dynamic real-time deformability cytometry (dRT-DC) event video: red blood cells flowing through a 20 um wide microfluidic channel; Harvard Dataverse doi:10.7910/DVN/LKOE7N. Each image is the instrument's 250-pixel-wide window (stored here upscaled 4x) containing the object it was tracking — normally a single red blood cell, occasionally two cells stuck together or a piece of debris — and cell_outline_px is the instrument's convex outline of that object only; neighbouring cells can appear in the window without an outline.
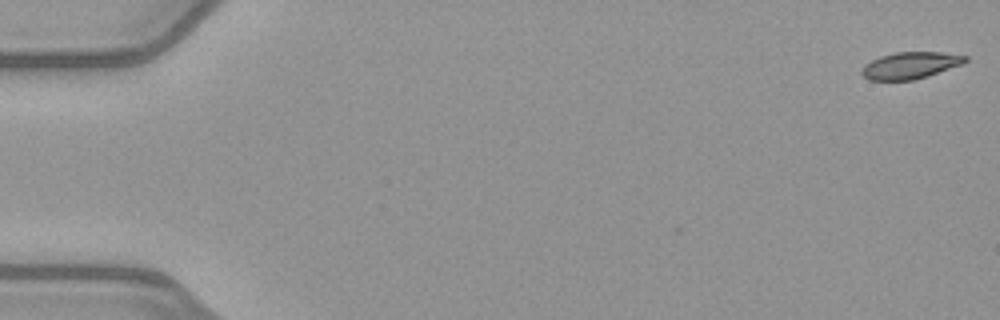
{"species": "common noctule bat (a hibernating species)", "species_latin": "Nyctalus noctula", "temperature_condition": "warm", "stored_images_in_passage": 52, "camera_frame_rate_fps": 3000, "um_per_image_px": 0.085, "animal": {"sex": "female", "body_mass_g": 21.9}, "frame": {"image": 1, "passage_image": 1, "time_ms": 0.0, "image_size_px": [1000, 320], "cell_outline_px": [[968, 60], [964, 64], [928, 76], [912, 80], [868, 80], [860, 72], [864, 64], [880, 56], [896, 52], [940, 52], [968, 56]], "centroid_in_image_um": [77.39, 5.56], "position_along_channel_um": 7.6, "area_um2": 16.24}}
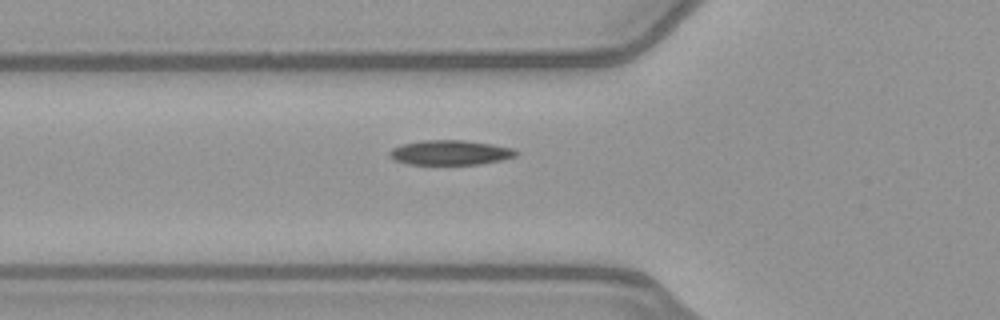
{"frame": {"image": 2, "passage_image": 19, "time_ms": 6.0, "image_size_px": [1000, 320], "cell_outline_px": [[520, 152], [516, 156], [500, 160], [480, 164], [408, 164], [396, 160], [388, 156], [388, 152], [392, 148], [404, 144], [424, 140], [464, 140], [492, 144], [512, 148]], "centroid_in_image_um": [38.28, 12.96], "position_along_channel_um": 87.5, "area_um2": 18.15}}
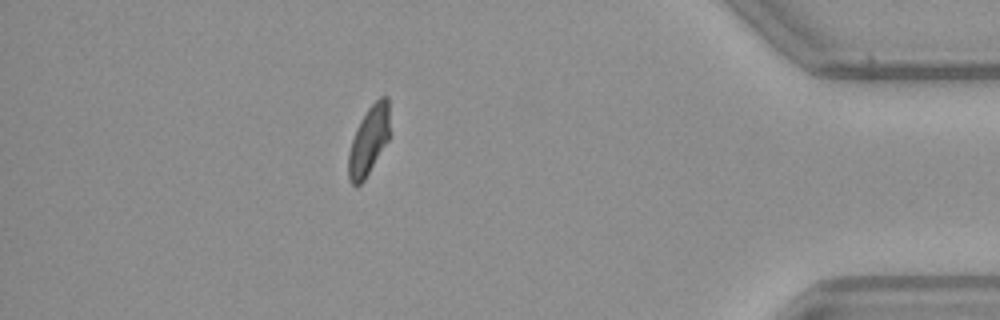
{"frame": {"image": 3, "passage_image": 46, "time_ms": 15.0, "image_size_px": [1000, 320], "cell_outline_px": [[388, 140], [364, 180], [360, 184], [352, 184], [348, 180], [348, 152], [356, 128], [360, 120], [368, 108], [380, 96], [388, 96]], "centroid_in_image_um": [31.31, 11.95], "position_along_channel_um": 403.9, "area_um2": 16.24}, "authors_computed_cell_mechanics": {"area_um2": 17.6001, "velocity_mm_per_s": 4.0011, "shape_relaxation_time_tau1_ms": 6.0039, "shape_relaxation_time_tau2_ms": 8.775, "deformation_change_tau1": 0.1701, "deformation_change_tau2": 0.0859}}